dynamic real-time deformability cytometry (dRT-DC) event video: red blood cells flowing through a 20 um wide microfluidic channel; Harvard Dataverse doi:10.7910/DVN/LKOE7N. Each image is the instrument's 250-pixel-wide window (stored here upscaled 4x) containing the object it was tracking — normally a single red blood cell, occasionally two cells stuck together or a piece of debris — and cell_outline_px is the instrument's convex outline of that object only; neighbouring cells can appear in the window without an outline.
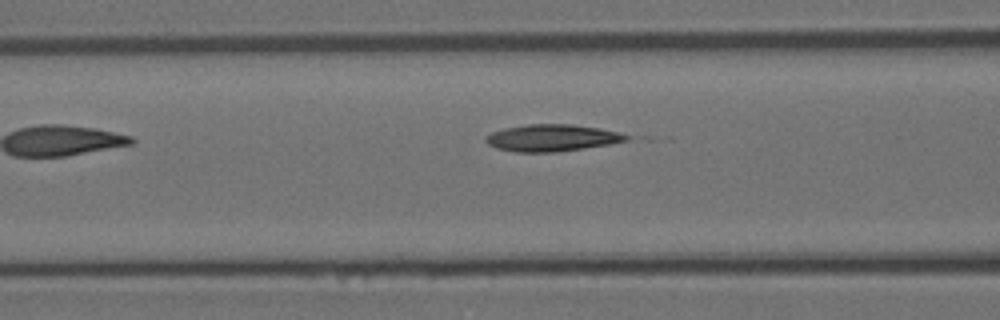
{"species": "Egyptian fruit bat (a non-hibernating species)", "species_latin": "Rousettus aegyptiacus", "temperature_condition": "room temperature", "stored_images_in_passage": 5, "camera_frame_rate_fps": 3000, "um_per_image_px": 0.085, "animal": {"sex": "female"}, "frame": {"image": 1, "passage_image": 4, "time_ms": 1.0, "image_size_px": [1000, 320], "cell_outline_px": [[632, 136], [628, 140], [608, 144], [584, 148], [556, 152], [516, 152], [496, 148], [488, 144], [484, 140], [492, 132], [504, 128], [528, 124], [572, 124], [600, 128]], "centroid_in_image_um": [46.91, 11.72], "position_along_channel_um": 119.7, "area_um2": 21.91}}